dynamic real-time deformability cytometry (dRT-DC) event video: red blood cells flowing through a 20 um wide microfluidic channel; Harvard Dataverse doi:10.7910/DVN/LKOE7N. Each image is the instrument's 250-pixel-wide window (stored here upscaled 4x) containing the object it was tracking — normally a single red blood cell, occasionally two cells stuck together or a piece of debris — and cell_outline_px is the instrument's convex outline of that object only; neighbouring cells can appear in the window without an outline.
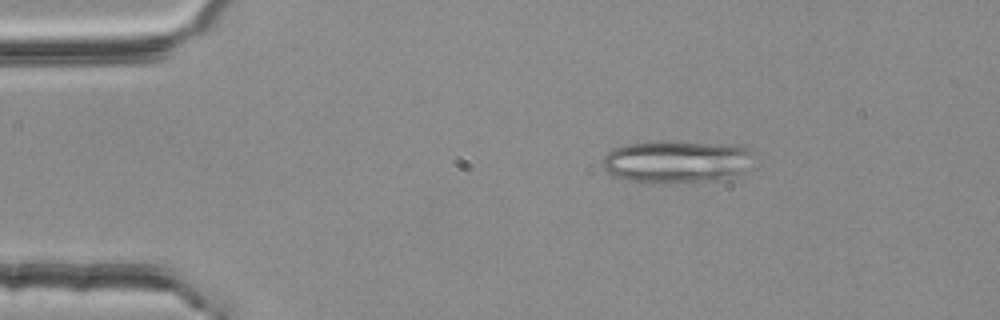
{"species": "common noctule bat (a hibernating species)", "species_latin": "Nyctalus noctula", "temperature_condition": "room temperature", "stored_images_in_passage": 3, "camera_frame_rate_fps": 3000, "um_per_image_px": 0.085, "animal": {"sex": "female", "body_mass_g": 25.1}, "frame": {"image": 1, "passage_image": 2, "time_ms": 0.333, "image_size_px": [1000, 320], "cell_outline_px": [[748, 168], [740, 172], [716, 180], [628, 180], [612, 176], [604, 168], [604, 156], [612, 148], [624, 144], [660, 140], [668, 140], [748, 148]], "centroid_in_image_um": [57.37, 13.69], "position_along_channel_um": 27.6, "area_um2": 35.6}}